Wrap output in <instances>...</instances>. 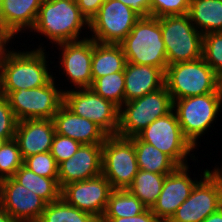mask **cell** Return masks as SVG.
I'll use <instances>...</instances> for the list:
<instances>
[{"label": "cell", "instance_id": "5bb4252c", "mask_svg": "<svg viewBox=\"0 0 222 222\" xmlns=\"http://www.w3.org/2000/svg\"><path fill=\"white\" fill-rule=\"evenodd\" d=\"M113 190L110 182L101 174L65 185L61 190V197L69 205L88 212L100 220Z\"/></svg>", "mask_w": 222, "mask_h": 222}, {"label": "cell", "instance_id": "74e56055", "mask_svg": "<svg viewBox=\"0 0 222 222\" xmlns=\"http://www.w3.org/2000/svg\"><path fill=\"white\" fill-rule=\"evenodd\" d=\"M81 13L90 20L98 13L105 0H76Z\"/></svg>", "mask_w": 222, "mask_h": 222}, {"label": "cell", "instance_id": "5b68a950", "mask_svg": "<svg viewBox=\"0 0 222 222\" xmlns=\"http://www.w3.org/2000/svg\"><path fill=\"white\" fill-rule=\"evenodd\" d=\"M221 107L222 93H209L173 101V110L183 135L195 149L198 139L216 122Z\"/></svg>", "mask_w": 222, "mask_h": 222}, {"label": "cell", "instance_id": "e0dca14e", "mask_svg": "<svg viewBox=\"0 0 222 222\" xmlns=\"http://www.w3.org/2000/svg\"><path fill=\"white\" fill-rule=\"evenodd\" d=\"M189 169V165L179 166L174 172L166 176L162 191L151 208L161 222H167L173 216L199 181L196 177L195 179L191 178Z\"/></svg>", "mask_w": 222, "mask_h": 222}, {"label": "cell", "instance_id": "f35d334b", "mask_svg": "<svg viewBox=\"0 0 222 222\" xmlns=\"http://www.w3.org/2000/svg\"><path fill=\"white\" fill-rule=\"evenodd\" d=\"M14 38H16V36L9 29L0 24V66L12 52L7 45L8 43L10 45Z\"/></svg>", "mask_w": 222, "mask_h": 222}, {"label": "cell", "instance_id": "d4e9b609", "mask_svg": "<svg viewBox=\"0 0 222 222\" xmlns=\"http://www.w3.org/2000/svg\"><path fill=\"white\" fill-rule=\"evenodd\" d=\"M134 143L139 169L147 172L168 175L179 165L167 154L153 145L141 141L137 136L130 137Z\"/></svg>", "mask_w": 222, "mask_h": 222}, {"label": "cell", "instance_id": "60d3db41", "mask_svg": "<svg viewBox=\"0 0 222 222\" xmlns=\"http://www.w3.org/2000/svg\"><path fill=\"white\" fill-rule=\"evenodd\" d=\"M0 222H17V221L0 206Z\"/></svg>", "mask_w": 222, "mask_h": 222}, {"label": "cell", "instance_id": "f1b7e54d", "mask_svg": "<svg viewBox=\"0 0 222 222\" xmlns=\"http://www.w3.org/2000/svg\"><path fill=\"white\" fill-rule=\"evenodd\" d=\"M38 222H100L94 215L69 205L62 197L47 203Z\"/></svg>", "mask_w": 222, "mask_h": 222}, {"label": "cell", "instance_id": "ba28073f", "mask_svg": "<svg viewBox=\"0 0 222 222\" xmlns=\"http://www.w3.org/2000/svg\"><path fill=\"white\" fill-rule=\"evenodd\" d=\"M200 177L189 197L167 222H202L217 212L222 193V166L216 165L213 170L206 168Z\"/></svg>", "mask_w": 222, "mask_h": 222}, {"label": "cell", "instance_id": "30bf717a", "mask_svg": "<svg viewBox=\"0 0 222 222\" xmlns=\"http://www.w3.org/2000/svg\"><path fill=\"white\" fill-rule=\"evenodd\" d=\"M56 76L46 85L10 92L6 98L18 121L53 119L63 104L64 89L56 85Z\"/></svg>", "mask_w": 222, "mask_h": 222}, {"label": "cell", "instance_id": "9a60e30c", "mask_svg": "<svg viewBox=\"0 0 222 222\" xmlns=\"http://www.w3.org/2000/svg\"><path fill=\"white\" fill-rule=\"evenodd\" d=\"M88 37L55 46H59L58 52L60 49L62 51L59 53V56H62L58 61L59 71L63 70L62 73L66 75L68 82L73 84L74 89L90 88L93 83L91 70L93 39Z\"/></svg>", "mask_w": 222, "mask_h": 222}, {"label": "cell", "instance_id": "83f0119b", "mask_svg": "<svg viewBox=\"0 0 222 222\" xmlns=\"http://www.w3.org/2000/svg\"><path fill=\"white\" fill-rule=\"evenodd\" d=\"M147 207L127 189H114L110 194L102 218H123L137 216Z\"/></svg>", "mask_w": 222, "mask_h": 222}, {"label": "cell", "instance_id": "cb8c5ba5", "mask_svg": "<svg viewBox=\"0 0 222 222\" xmlns=\"http://www.w3.org/2000/svg\"><path fill=\"white\" fill-rule=\"evenodd\" d=\"M188 15L203 35L222 32V0H190Z\"/></svg>", "mask_w": 222, "mask_h": 222}, {"label": "cell", "instance_id": "6da1fadb", "mask_svg": "<svg viewBox=\"0 0 222 222\" xmlns=\"http://www.w3.org/2000/svg\"><path fill=\"white\" fill-rule=\"evenodd\" d=\"M45 51L41 44L31 51L12 50L0 66V94L7 96L12 91L48 84L54 76L48 72L51 69Z\"/></svg>", "mask_w": 222, "mask_h": 222}, {"label": "cell", "instance_id": "d590c367", "mask_svg": "<svg viewBox=\"0 0 222 222\" xmlns=\"http://www.w3.org/2000/svg\"><path fill=\"white\" fill-rule=\"evenodd\" d=\"M82 144L70 137L55 133L52 141L51 154L59 165L71 158Z\"/></svg>", "mask_w": 222, "mask_h": 222}, {"label": "cell", "instance_id": "8d00e7d4", "mask_svg": "<svg viewBox=\"0 0 222 222\" xmlns=\"http://www.w3.org/2000/svg\"><path fill=\"white\" fill-rule=\"evenodd\" d=\"M100 222H161L152 212L151 208H147L144 212L137 216L123 218H101Z\"/></svg>", "mask_w": 222, "mask_h": 222}, {"label": "cell", "instance_id": "4316f807", "mask_svg": "<svg viewBox=\"0 0 222 222\" xmlns=\"http://www.w3.org/2000/svg\"><path fill=\"white\" fill-rule=\"evenodd\" d=\"M167 175L139 169L127 190L136 196L147 208H152L162 191Z\"/></svg>", "mask_w": 222, "mask_h": 222}, {"label": "cell", "instance_id": "1f68e13d", "mask_svg": "<svg viewBox=\"0 0 222 222\" xmlns=\"http://www.w3.org/2000/svg\"><path fill=\"white\" fill-rule=\"evenodd\" d=\"M202 57L222 79V32L203 35Z\"/></svg>", "mask_w": 222, "mask_h": 222}, {"label": "cell", "instance_id": "7bdbcfd3", "mask_svg": "<svg viewBox=\"0 0 222 222\" xmlns=\"http://www.w3.org/2000/svg\"><path fill=\"white\" fill-rule=\"evenodd\" d=\"M217 211L222 215V193L219 197V200H218V208H217Z\"/></svg>", "mask_w": 222, "mask_h": 222}, {"label": "cell", "instance_id": "52a82bcc", "mask_svg": "<svg viewBox=\"0 0 222 222\" xmlns=\"http://www.w3.org/2000/svg\"><path fill=\"white\" fill-rule=\"evenodd\" d=\"M160 25L168 65L202 57L203 34L194 27L188 14L160 17Z\"/></svg>", "mask_w": 222, "mask_h": 222}, {"label": "cell", "instance_id": "603a6c76", "mask_svg": "<svg viewBox=\"0 0 222 222\" xmlns=\"http://www.w3.org/2000/svg\"><path fill=\"white\" fill-rule=\"evenodd\" d=\"M126 57L120 44L99 43L93 40V56L91 63L92 79L124 71Z\"/></svg>", "mask_w": 222, "mask_h": 222}, {"label": "cell", "instance_id": "484cf974", "mask_svg": "<svg viewBox=\"0 0 222 222\" xmlns=\"http://www.w3.org/2000/svg\"><path fill=\"white\" fill-rule=\"evenodd\" d=\"M13 178L47 203L61 198L62 189L59 186L58 178H47L37 175L24 165L15 172Z\"/></svg>", "mask_w": 222, "mask_h": 222}, {"label": "cell", "instance_id": "ab89813d", "mask_svg": "<svg viewBox=\"0 0 222 222\" xmlns=\"http://www.w3.org/2000/svg\"><path fill=\"white\" fill-rule=\"evenodd\" d=\"M126 6L130 7L140 17L150 16L151 0H119Z\"/></svg>", "mask_w": 222, "mask_h": 222}, {"label": "cell", "instance_id": "ac0fdd59", "mask_svg": "<svg viewBox=\"0 0 222 222\" xmlns=\"http://www.w3.org/2000/svg\"><path fill=\"white\" fill-rule=\"evenodd\" d=\"M103 144H82L76 153L58 165V183L61 189L73 182L102 174Z\"/></svg>", "mask_w": 222, "mask_h": 222}, {"label": "cell", "instance_id": "ffe728a7", "mask_svg": "<svg viewBox=\"0 0 222 222\" xmlns=\"http://www.w3.org/2000/svg\"><path fill=\"white\" fill-rule=\"evenodd\" d=\"M53 122L57 134L70 137L81 144H103L108 136L94 122L74 114L64 104L54 115Z\"/></svg>", "mask_w": 222, "mask_h": 222}, {"label": "cell", "instance_id": "d6a6232c", "mask_svg": "<svg viewBox=\"0 0 222 222\" xmlns=\"http://www.w3.org/2000/svg\"><path fill=\"white\" fill-rule=\"evenodd\" d=\"M23 165L37 175L58 178V164L50 151L25 157Z\"/></svg>", "mask_w": 222, "mask_h": 222}, {"label": "cell", "instance_id": "3957f363", "mask_svg": "<svg viewBox=\"0 0 222 222\" xmlns=\"http://www.w3.org/2000/svg\"><path fill=\"white\" fill-rule=\"evenodd\" d=\"M119 44L127 62L151 65L166 72L168 61L160 18L141 17Z\"/></svg>", "mask_w": 222, "mask_h": 222}, {"label": "cell", "instance_id": "44dd1931", "mask_svg": "<svg viewBox=\"0 0 222 222\" xmlns=\"http://www.w3.org/2000/svg\"><path fill=\"white\" fill-rule=\"evenodd\" d=\"M125 90L124 103L165 85V72L151 65H137L127 62L124 69Z\"/></svg>", "mask_w": 222, "mask_h": 222}, {"label": "cell", "instance_id": "f6af8a7d", "mask_svg": "<svg viewBox=\"0 0 222 222\" xmlns=\"http://www.w3.org/2000/svg\"><path fill=\"white\" fill-rule=\"evenodd\" d=\"M4 140L3 139H0V147L1 145L3 144Z\"/></svg>", "mask_w": 222, "mask_h": 222}, {"label": "cell", "instance_id": "836d02e7", "mask_svg": "<svg viewBox=\"0 0 222 222\" xmlns=\"http://www.w3.org/2000/svg\"><path fill=\"white\" fill-rule=\"evenodd\" d=\"M190 0H151L150 16L186 15L189 12Z\"/></svg>", "mask_w": 222, "mask_h": 222}, {"label": "cell", "instance_id": "7a4b0ae2", "mask_svg": "<svg viewBox=\"0 0 222 222\" xmlns=\"http://www.w3.org/2000/svg\"><path fill=\"white\" fill-rule=\"evenodd\" d=\"M85 27V28H84ZM89 30V21L81 13L76 0L43 1L30 32L45 35L50 43L78 41L81 29Z\"/></svg>", "mask_w": 222, "mask_h": 222}, {"label": "cell", "instance_id": "9c48e42d", "mask_svg": "<svg viewBox=\"0 0 222 222\" xmlns=\"http://www.w3.org/2000/svg\"><path fill=\"white\" fill-rule=\"evenodd\" d=\"M136 136L170 156L179 166H187L189 156L190 160H197L193 153L190 154L195 148L183 135L174 110L157 118Z\"/></svg>", "mask_w": 222, "mask_h": 222}, {"label": "cell", "instance_id": "ee69618b", "mask_svg": "<svg viewBox=\"0 0 222 222\" xmlns=\"http://www.w3.org/2000/svg\"><path fill=\"white\" fill-rule=\"evenodd\" d=\"M3 0H0V10L2 8Z\"/></svg>", "mask_w": 222, "mask_h": 222}, {"label": "cell", "instance_id": "277c9868", "mask_svg": "<svg viewBox=\"0 0 222 222\" xmlns=\"http://www.w3.org/2000/svg\"><path fill=\"white\" fill-rule=\"evenodd\" d=\"M165 85L173 101L209 93H222V79L203 57L168 65Z\"/></svg>", "mask_w": 222, "mask_h": 222}, {"label": "cell", "instance_id": "f546056e", "mask_svg": "<svg viewBox=\"0 0 222 222\" xmlns=\"http://www.w3.org/2000/svg\"><path fill=\"white\" fill-rule=\"evenodd\" d=\"M90 89L120 108L124 104V71L111 73L95 79Z\"/></svg>", "mask_w": 222, "mask_h": 222}, {"label": "cell", "instance_id": "b9f144b4", "mask_svg": "<svg viewBox=\"0 0 222 222\" xmlns=\"http://www.w3.org/2000/svg\"><path fill=\"white\" fill-rule=\"evenodd\" d=\"M202 222H222V215L217 211L207 216Z\"/></svg>", "mask_w": 222, "mask_h": 222}, {"label": "cell", "instance_id": "4fadbf2b", "mask_svg": "<svg viewBox=\"0 0 222 222\" xmlns=\"http://www.w3.org/2000/svg\"><path fill=\"white\" fill-rule=\"evenodd\" d=\"M140 18L119 0H105L89 22L90 38L99 43L119 44Z\"/></svg>", "mask_w": 222, "mask_h": 222}, {"label": "cell", "instance_id": "4dcf8cb0", "mask_svg": "<svg viewBox=\"0 0 222 222\" xmlns=\"http://www.w3.org/2000/svg\"><path fill=\"white\" fill-rule=\"evenodd\" d=\"M23 160L17 141H4L0 147V180L13 177Z\"/></svg>", "mask_w": 222, "mask_h": 222}, {"label": "cell", "instance_id": "8fae6325", "mask_svg": "<svg viewBox=\"0 0 222 222\" xmlns=\"http://www.w3.org/2000/svg\"><path fill=\"white\" fill-rule=\"evenodd\" d=\"M134 143L130 138L107 136L102 147V175L113 189H127L138 173Z\"/></svg>", "mask_w": 222, "mask_h": 222}, {"label": "cell", "instance_id": "8992f818", "mask_svg": "<svg viewBox=\"0 0 222 222\" xmlns=\"http://www.w3.org/2000/svg\"><path fill=\"white\" fill-rule=\"evenodd\" d=\"M173 110V100L166 85L130 101L120 107L117 136L130 138L136 136L157 118Z\"/></svg>", "mask_w": 222, "mask_h": 222}, {"label": "cell", "instance_id": "7402d4cb", "mask_svg": "<svg viewBox=\"0 0 222 222\" xmlns=\"http://www.w3.org/2000/svg\"><path fill=\"white\" fill-rule=\"evenodd\" d=\"M42 0H3L0 24L15 36L34 27ZM23 30V31H22Z\"/></svg>", "mask_w": 222, "mask_h": 222}, {"label": "cell", "instance_id": "7c38bea8", "mask_svg": "<svg viewBox=\"0 0 222 222\" xmlns=\"http://www.w3.org/2000/svg\"><path fill=\"white\" fill-rule=\"evenodd\" d=\"M63 104L74 114L91 120L108 136L117 135L120 108L90 88L66 89Z\"/></svg>", "mask_w": 222, "mask_h": 222}, {"label": "cell", "instance_id": "d6986e66", "mask_svg": "<svg viewBox=\"0 0 222 222\" xmlns=\"http://www.w3.org/2000/svg\"><path fill=\"white\" fill-rule=\"evenodd\" d=\"M53 119H27L18 121L15 140L23 159L51 151L55 135Z\"/></svg>", "mask_w": 222, "mask_h": 222}, {"label": "cell", "instance_id": "e575fe53", "mask_svg": "<svg viewBox=\"0 0 222 222\" xmlns=\"http://www.w3.org/2000/svg\"><path fill=\"white\" fill-rule=\"evenodd\" d=\"M18 120L6 96L0 94V139L9 141L15 138Z\"/></svg>", "mask_w": 222, "mask_h": 222}, {"label": "cell", "instance_id": "2e32d148", "mask_svg": "<svg viewBox=\"0 0 222 222\" xmlns=\"http://www.w3.org/2000/svg\"><path fill=\"white\" fill-rule=\"evenodd\" d=\"M0 206L17 222H38L47 202L10 177L0 180Z\"/></svg>", "mask_w": 222, "mask_h": 222}]
</instances>
